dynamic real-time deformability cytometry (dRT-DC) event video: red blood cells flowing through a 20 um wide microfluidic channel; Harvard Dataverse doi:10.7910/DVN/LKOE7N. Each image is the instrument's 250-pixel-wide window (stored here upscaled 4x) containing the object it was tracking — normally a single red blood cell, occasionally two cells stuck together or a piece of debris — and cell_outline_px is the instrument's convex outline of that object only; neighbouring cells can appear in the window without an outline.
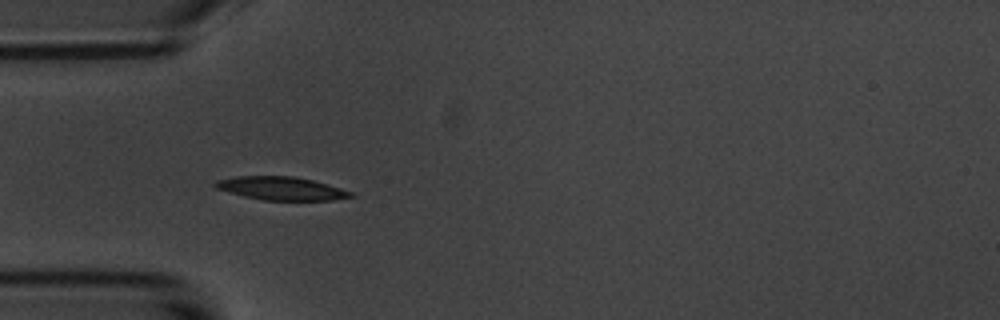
{"species": "common noctule bat (a hibernating species)", "species_latin": "Nyctalus noctula", "temperature_condition": "room temperature", "stored_images_in_passage": 21, "camera_frame_rate_fps": 3000, "um_per_image_px": 0.085, "animal": {"sex": "male", "body_mass_g": 20.1, "forearm_length_mm": 53.5}, "frame": {"image": 1, "passage_image": 7, "time_ms": 2.0, "image_size_px": [1000, 320], "cell_outline_px": [[356, 196], [332, 200], [264, 200], [244, 196], [228, 192], [216, 188], [212, 184], [216, 180], [236, 176], [292, 176], [312, 180], [356, 192]], "centroid_in_image_um": [23.93, 16.01], "position_along_channel_um": 61.1, "area_um2": 18.44}}
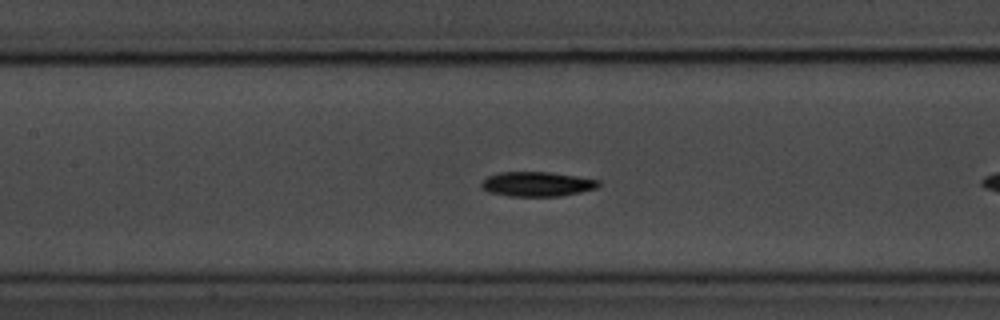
{"frame": {"image": 2, "passage_image": 12, "time_ms": 3.667, "image_size_px": [1000, 320], "cell_outline_px": [[600, 184], [596, 188], [580, 192], [560, 196], [508, 196], [488, 192], [480, 188], [480, 184], [488, 176], [500, 172], [552, 172], [600, 180]], "centroid_in_image_um": [45.63, 15.64], "position_along_channel_um": 161.8, "area_um2": 16.88}}